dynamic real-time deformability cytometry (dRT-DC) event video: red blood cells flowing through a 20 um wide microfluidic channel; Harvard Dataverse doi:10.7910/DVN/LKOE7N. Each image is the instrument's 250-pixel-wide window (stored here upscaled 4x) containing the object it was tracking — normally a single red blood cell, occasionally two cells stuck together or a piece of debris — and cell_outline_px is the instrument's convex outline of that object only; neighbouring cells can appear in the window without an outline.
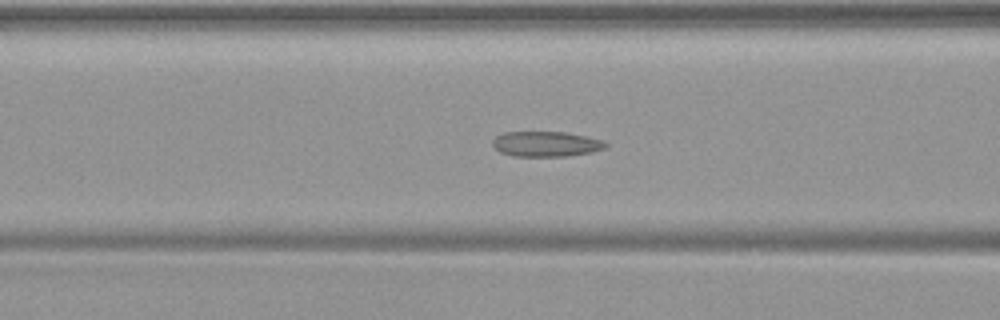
{"species": "common noctule bat (a hibernating species)", "species_latin": "Nyctalus noctula", "temperature_condition": "warm", "stored_images_in_passage": 44, "camera_frame_rate_fps": 3000, "um_per_image_px": 0.085, "animal": {"sex": "female", "body_mass_g": 19.9}, "frame": {"image": 1, "passage_image": 13, "time_ms": 4.0, "image_size_px": [1000, 320], "cell_outline_px": [[608, 144], [604, 148], [592, 152], [564, 156], [512, 156], [500, 152], [492, 144], [492, 140], [496, 136], [504, 132], [564, 132], [584, 136], [600, 140]], "centroid_in_image_um": [46.36, 12.24], "position_along_channel_um": 120.2, "area_um2": 16.42}}
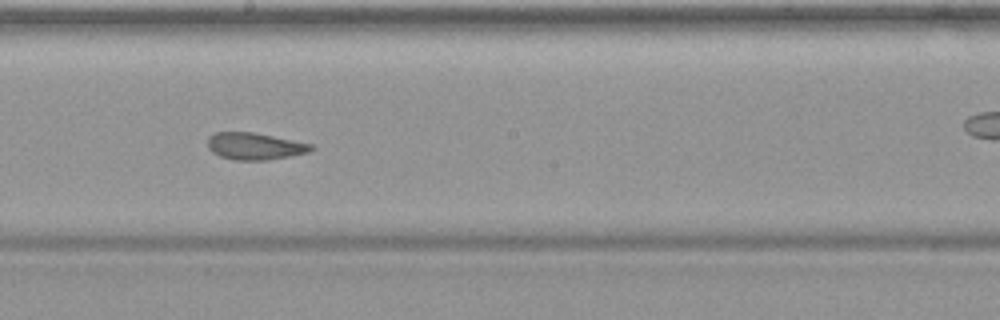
{"frame": {"image": 2, "passage_image": 21, "time_ms": 6.667, "image_size_px": [1000, 320], "cell_outline_px": [[316, 148], [308, 152], [268, 160], [236, 160], [220, 156], [212, 152], [208, 148], [208, 136], [216, 132], [252, 132], [312, 144]], "centroid_in_image_um": [21.64, 12.42], "position_along_channel_um": 226.6, "area_um2": 16.13}}
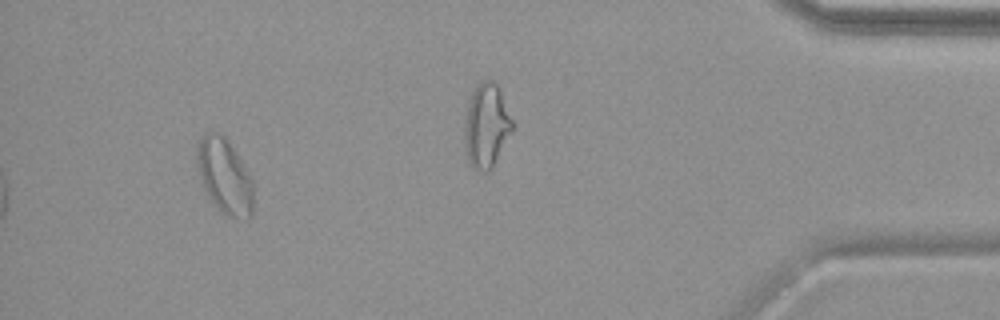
{"frame": {"image": 3, "passage_image": 40, "time_ms": 13.0, "image_size_px": [1000, 320], "cell_outline_px": [[252, 216], [248, 220], [228, 216], [220, 212], [204, 188], [196, 164], [196, 156], [200, 140], [204, 132], [216, 132], [224, 136], [240, 160], [252, 180]], "centroid_in_image_um": [19.08, 15.0], "position_along_channel_um": 416.1, "area_um2": 24.22}}